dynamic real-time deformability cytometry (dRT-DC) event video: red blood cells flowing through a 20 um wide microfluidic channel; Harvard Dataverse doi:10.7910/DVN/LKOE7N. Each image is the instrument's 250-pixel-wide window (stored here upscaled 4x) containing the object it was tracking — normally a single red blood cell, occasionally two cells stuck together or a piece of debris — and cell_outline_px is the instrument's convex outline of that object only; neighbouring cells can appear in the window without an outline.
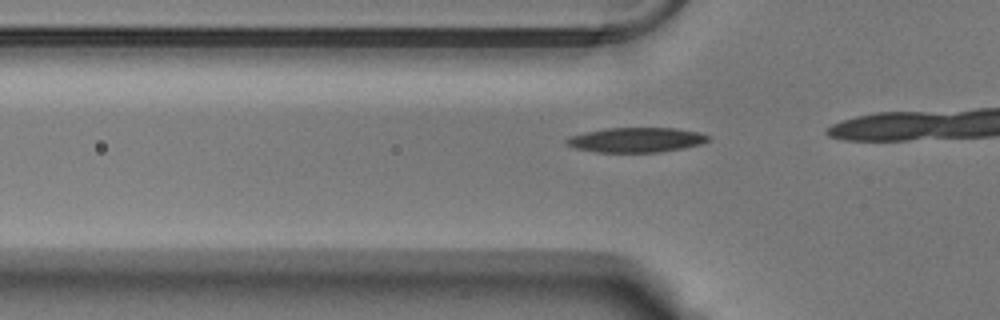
{"species": "Egyptian fruit bat (a non-hibernating species)", "species_latin": "Rousettus aegyptiacus", "temperature_condition": "warm", "stored_images_in_passage": 8, "camera_frame_rate_fps": 3000, "um_per_image_px": 0.085, "animal": {"sex": "male"}, "frame": {"image": 1, "passage_image": 5, "time_ms": 1.333, "image_size_px": [1000, 320], "cell_outline_px": [[708, 140], [700, 144], [684, 148], [660, 152], [596, 152], [576, 148], [564, 144], [564, 140], [568, 136], [608, 128], [676, 128], [696, 132], [708, 136]], "centroid_in_image_um": [54.02, 11.9], "position_along_channel_um": 71.8, "area_um2": 20.29}}